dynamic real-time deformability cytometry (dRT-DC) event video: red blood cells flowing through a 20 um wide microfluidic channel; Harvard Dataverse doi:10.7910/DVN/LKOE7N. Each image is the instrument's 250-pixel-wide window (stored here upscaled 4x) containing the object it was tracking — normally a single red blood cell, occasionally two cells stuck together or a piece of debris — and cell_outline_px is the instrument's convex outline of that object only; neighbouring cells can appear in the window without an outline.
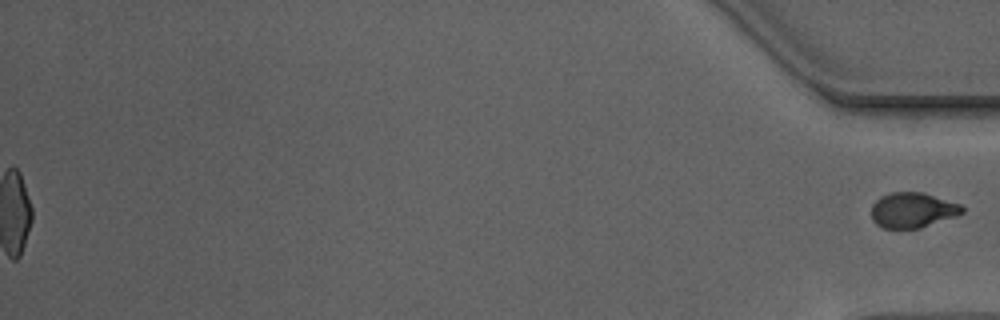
{"species": "Egyptian fruit bat (a non-hibernating species)", "species_latin": "Rousettus aegyptiacus", "temperature_condition": "warm", "stored_images_in_passage": 53, "segment_of_instrument_passage": [2, 2], "camera_frame_rate_fps": 3000, "um_per_image_px": 0.085, "animal": {"sex": "male"}, "frame": {"image": 1, "passage_image": 53, "time_ms": 17.333, "image_size_px": [1000, 320], "cell_outline_px": [[964, 212], [920, 228], [884, 228], [876, 224], [872, 220], [872, 204], [880, 196], [892, 192], [924, 192], [960, 204], [964, 208]], "centroid_in_image_um": [77.54, 17.84], "position_along_channel_um": 357.7, "area_um2": 18.5}}